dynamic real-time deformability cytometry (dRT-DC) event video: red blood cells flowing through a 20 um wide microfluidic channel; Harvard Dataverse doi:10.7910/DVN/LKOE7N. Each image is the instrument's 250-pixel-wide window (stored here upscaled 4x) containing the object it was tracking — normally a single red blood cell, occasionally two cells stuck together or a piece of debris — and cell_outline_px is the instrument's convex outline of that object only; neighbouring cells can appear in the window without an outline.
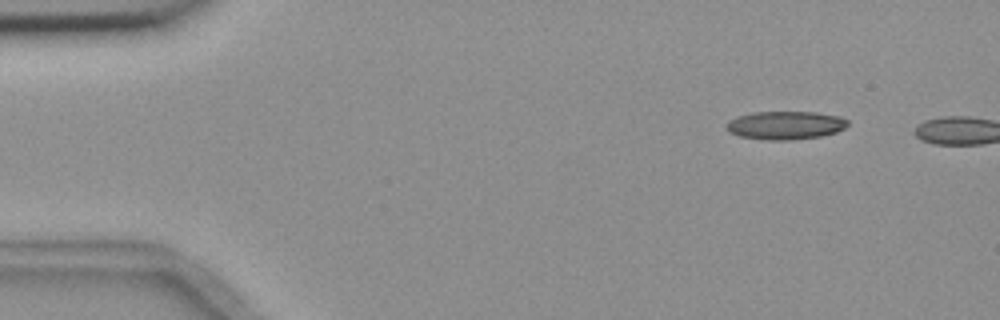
{"species": "common noctule bat (a hibernating species)", "species_latin": "Nyctalus noctula", "temperature_condition": "room temperature", "stored_images_in_passage": 3, "camera_frame_rate_fps": 3000, "um_per_image_px": 0.085, "animal": {"sex": "female", "body_mass_g": 18.4}, "frame": {"image": 1, "passage_image": 2, "time_ms": 1.333, "image_size_px": [1000, 320], "cell_outline_px": [[848, 124], [844, 128], [836, 132], [820, 136], [792, 140], [764, 140], [740, 136], [728, 132], [728, 120], [736, 116], [752, 112], [816, 112], [840, 116], [848, 120]], "centroid_in_image_um": [66.75, 10.64], "position_along_channel_um": 18.2, "area_um2": 20.06}}